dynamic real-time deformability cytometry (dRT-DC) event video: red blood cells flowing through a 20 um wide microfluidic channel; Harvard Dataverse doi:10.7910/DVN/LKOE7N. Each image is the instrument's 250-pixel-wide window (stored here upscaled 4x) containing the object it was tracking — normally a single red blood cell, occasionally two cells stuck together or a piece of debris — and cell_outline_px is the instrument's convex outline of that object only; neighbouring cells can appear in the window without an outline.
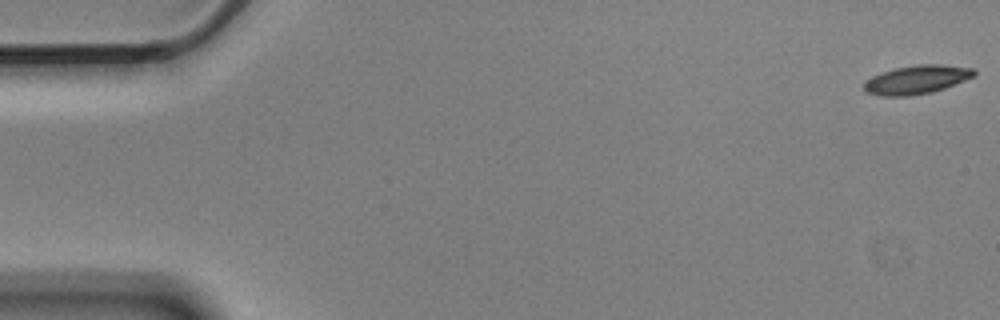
{"species": "Egyptian fruit bat (a non-hibernating species)", "species_latin": "Rousettus aegyptiacus", "temperature_condition": "cold", "stored_images_in_passage": 13, "camera_frame_rate_fps": 3000, "um_per_image_px": 0.085, "animal": {"sex": "male"}, "frame": {"image": 1, "passage_image": 1, "time_ms": 0.0, "image_size_px": [1000, 320], "cell_outline_px": [[976, 76], [944, 88], [932, 92], [912, 96], [880, 96], [868, 92], [864, 88], [864, 80], [872, 76], [896, 68], [916, 64], [940, 64], [976, 68]], "centroid_in_image_um": [77.95, 6.76], "position_along_channel_um": 7.0, "area_um2": 18.5}}
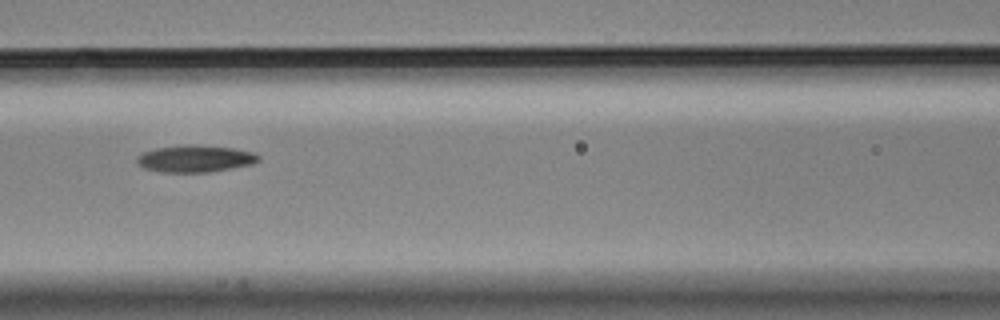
{"frame": {"image": 2, "passage_image": 7, "time_ms": 2.0, "image_size_px": [1000, 320], "cell_outline_px": [[260, 160], [252, 164], [208, 172], [160, 172], [144, 168], [136, 160], [136, 156], [144, 152], [156, 148], [188, 144], [192, 144], [232, 148], [252, 152], [260, 156]], "centroid_in_image_um": [16.58, 13.48], "position_along_channel_um": 150.0, "area_um2": 18.96}}
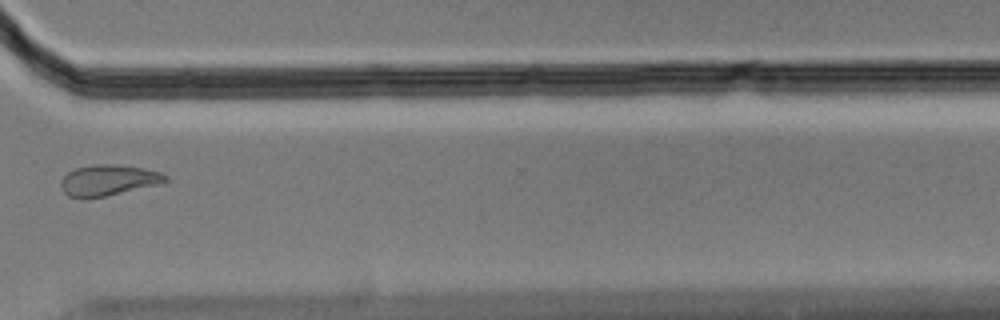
{"frame": {"image": 3, "passage_image": 12, "time_ms": 3.667, "image_size_px": [1000, 320], "cell_outline_px": [[168, 180], [156, 184], [104, 196], [84, 200], [68, 196], [60, 188], [60, 180], [68, 172], [76, 168], [92, 164], [116, 164], [144, 168], [160, 172], [168, 176]], "centroid_in_image_um": [9.13, 15.32], "position_along_channel_um": 361.5, "area_um2": 18.84}}